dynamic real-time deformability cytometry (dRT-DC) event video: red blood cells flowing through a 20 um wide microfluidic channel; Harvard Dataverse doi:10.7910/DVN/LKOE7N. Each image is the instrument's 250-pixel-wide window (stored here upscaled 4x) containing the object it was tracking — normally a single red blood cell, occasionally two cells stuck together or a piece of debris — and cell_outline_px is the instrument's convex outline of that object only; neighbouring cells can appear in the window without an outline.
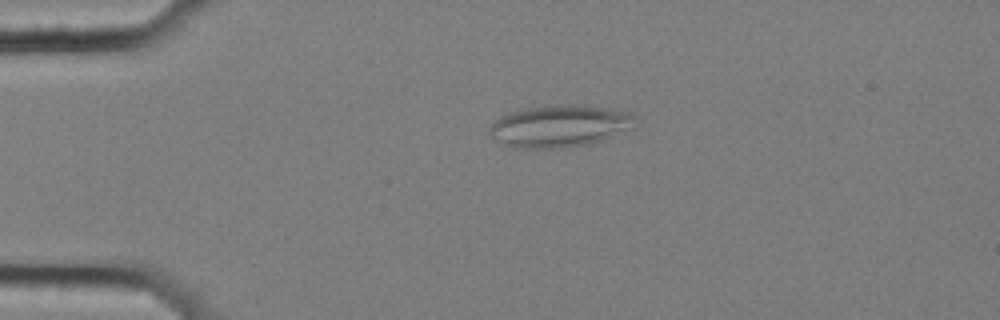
{"species": "common noctule bat (a hibernating species)", "species_latin": "Nyctalus noctula", "temperature_condition": "cold", "stored_images_in_passage": 57, "segment_of_instrument_passage": [1, 2], "camera_frame_rate_fps": 3000, "um_per_image_px": 0.085, "animal": {"sex": "female", "body_mass_g": 25.1}, "frame": {"image": 1, "passage_image": 13, "time_ms": 4.0, "image_size_px": [1000, 320], "cell_outline_px": [[640, 120], [636, 128], [588, 144], [564, 148], [516, 148], [504, 144], [492, 136], [488, 132], [488, 128], [504, 112], [524, 108], [556, 104], [584, 104], [628, 112], [636, 116]], "centroid_in_image_um": [47.62, 10.69], "position_along_channel_um": 37.4, "area_um2": 36.41}}